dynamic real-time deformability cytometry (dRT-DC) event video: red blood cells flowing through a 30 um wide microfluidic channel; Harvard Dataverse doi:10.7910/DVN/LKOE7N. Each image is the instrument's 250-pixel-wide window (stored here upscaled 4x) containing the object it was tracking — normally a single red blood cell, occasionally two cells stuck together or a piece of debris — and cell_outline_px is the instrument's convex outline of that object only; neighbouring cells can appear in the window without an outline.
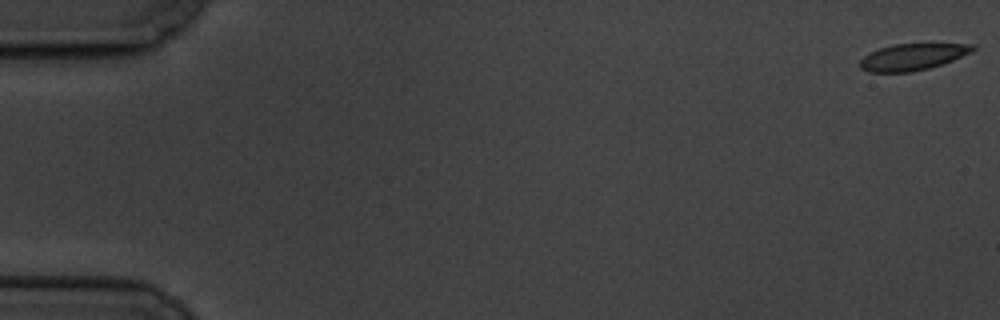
{"species": "common noctule bat (a hibernating species)", "species_latin": "Nyctalus noctula", "temperature_condition": "cold", "stored_images_in_passage": 5, "camera_frame_rate_fps": 3000, "um_per_image_px": 0.085, "animal": {"sex": "male", "body_mass_g": 19.5, "forearm_length_mm": 54.6}, "frame": {"image": 1, "passage_image": 1, "time_ms": 0.0, "image_size_px": [1000, 320], "cell_outline_px": [[976, 48], [952, 60], [928, 68], [912, 72], [868, 72], [860, 68], [860, 60], [864, 56], [880, 48], [892, 44], [976, 44]], "centroid_in_image_um": [77.52, 4.84], "position_along_channel_um": 7.5, "area_um2": 17.11}}
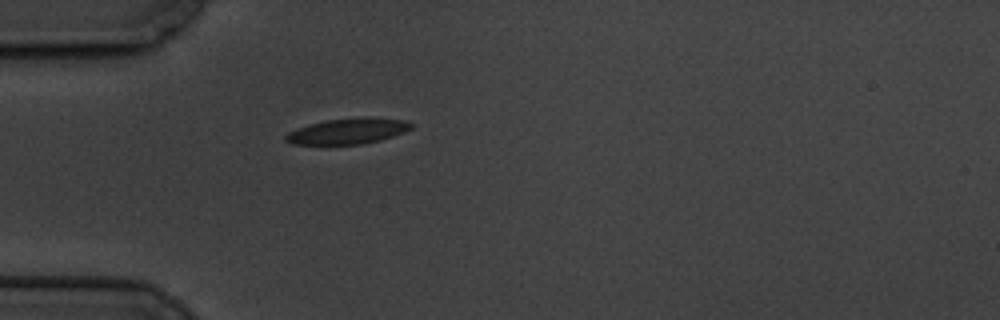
{"frame": {"image": 2, "passage_image": 5, "time_ms": 5.667, "image_size_px": [1000, 320], "cell_outline_px": [[412, 128], [404, 132], [380, 140], [360, 144], [292, 144], [284, 140], [284, 136], [288, 132], [324, 120], [360, 116], [372, 116], [408, 120], [412, 124]], "centroid_in_image_um": [29.62, 11.12], "position_along_channel_um": 55.4, "area_um2": 18.96}}